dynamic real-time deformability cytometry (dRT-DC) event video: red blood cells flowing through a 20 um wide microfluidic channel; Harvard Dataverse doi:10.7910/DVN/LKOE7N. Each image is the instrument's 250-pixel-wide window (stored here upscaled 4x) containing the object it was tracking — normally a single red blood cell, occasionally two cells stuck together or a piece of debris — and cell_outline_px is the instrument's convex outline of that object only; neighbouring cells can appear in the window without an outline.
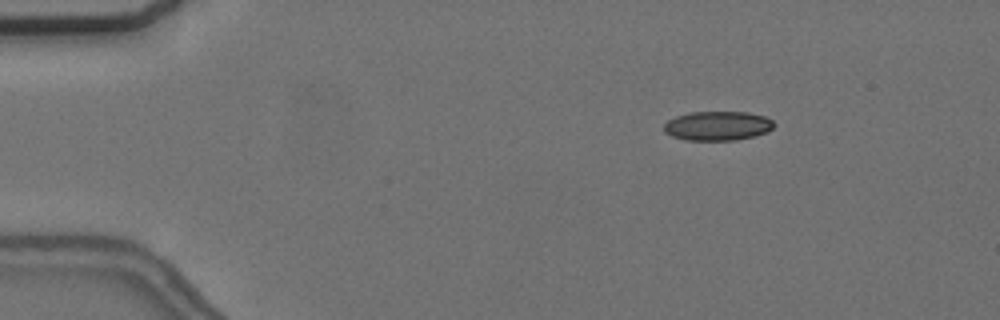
{"species": "common noctule bat (a hibernating species)", "species_latin": "Nyctalus noctula", "temperature_condition": "cold", "stored_images_in_passage": 6, "camera_frame_rate_fps": 3000, "um_per_image_px": 0.085, "animal": {"sex": "female", "body_mass_g": 24.6, "forearm_length_mm": 56.2}, "frame": {"image": 1, "passage_image": 2, "time_ms": 1.333, "image_size_px": [1000, 320], "cell_outline_px": [[776, 124], [768, 132], [756, 136], [736, 140], [688, 140], [672, 136], [664, 132], [664, 124], [668, 120], [676, 116], [688, 112], [748, 112], [764, 116], [772, 120]], "centroid_in_image_um": [61.02, 10.69], "position_along_channel_um": 24.0, "area_um2": 18.9}}
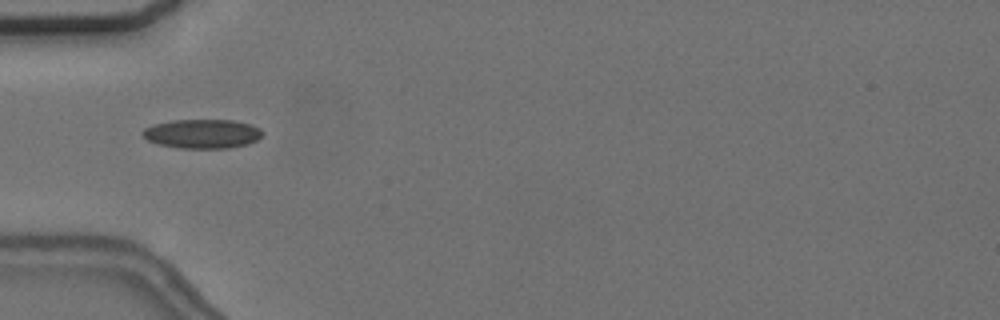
{"frame": {"image": 2, "passage_image": 5, "time_ms": 4.667, "image_size_px": [1000, 320], "cell_outline_px": [[264, 132], [256, 140], [248, 144], [228, 148], [180, 148], [160, 144], [148, 140], [140, 132], [144, 128], [152, 124], [172, 120], [232, 120], [252, 124], [260, 128]], "centroid_in_image_um": [17.2, 11.36], "position_along_channel_um": 67.8, "area_um2": 20.4}}
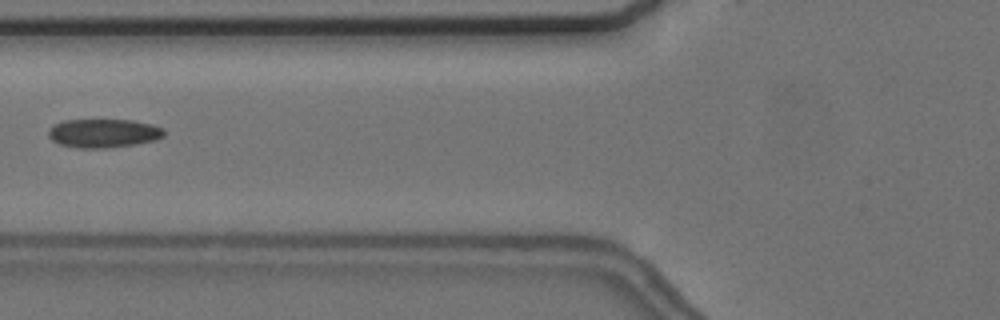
{"frame": {"image": 3, "passage_image": 6, "time_ms": 6.0, "image_size_px": [1000, 320], "cell_outline_px": [[164, 136], [156, 140], [136, 144], [108, 148], [76, 148], [60, 144], [52, 140], [48, 136], [48, 132], [56, 124], [64, 120], [132, 120], [152, 124], [164, 128]], "centroid_in_image_um": [8.83, 11.33], "position_along_channel_um": 117.0, "area_um2": 19.36}}